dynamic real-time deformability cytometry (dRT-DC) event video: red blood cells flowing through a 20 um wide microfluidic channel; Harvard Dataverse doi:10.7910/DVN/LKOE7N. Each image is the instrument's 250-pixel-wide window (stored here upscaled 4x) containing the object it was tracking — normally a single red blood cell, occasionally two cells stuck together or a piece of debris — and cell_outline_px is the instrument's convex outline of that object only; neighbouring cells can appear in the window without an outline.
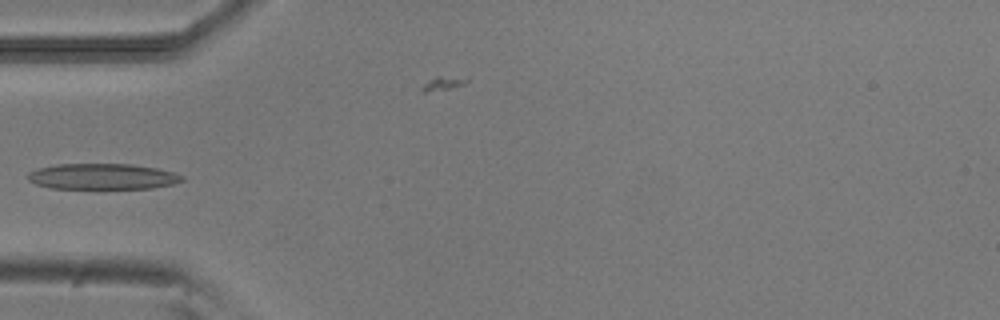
{"species": "common noctule bat (a hibernating species)", "species_latin": "Nyctalus noctula", "temperature_condition": "room temperature", "stored_images_in_passage": 5, "camera_frame_rate_fps": 3000, "um_per_image_px": 0.085, "animal": {"sex": "male", "body_mass_g": 20.5, "forearm_length_mm": 52.5}, "frame": {"image": 1, "passage_image": 1, "time_ms": 0.0, "image_size_px": [1000, 320], "cell_outline_px": [[184, 180], [172, 184], [152, 188], [52, 188], [36, 184], [28, 180], [28, 172], [40, 168], [56, 164], [132, 164], [156, 168], [172, 172], [184, 176]], "centroid_in_image_um": [8.71, 15.0], "position_along_channel_um": 76.3, "area_um2": 23.0}}
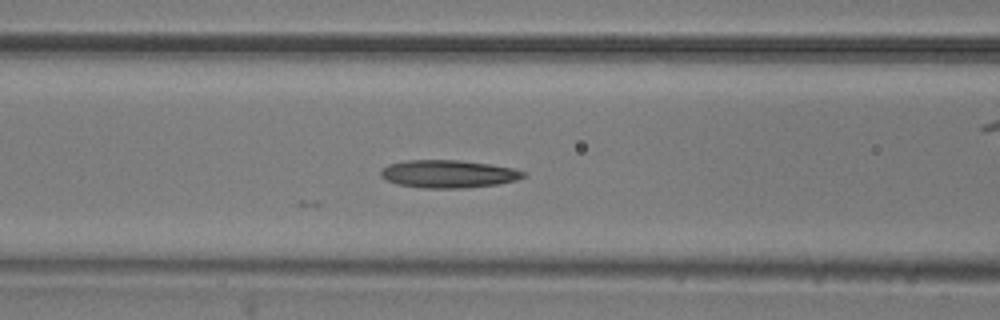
{"frame": {"image": 2, "passage_image": 5, "time_ms": 1.333, "image_size_px": [1000, 320], "cell_outline_px": [[524, 176], [516, 180], [496, 184], [464, 188], [424, 188], [396, 184], [380, 176], [380, 172], [388, 164], [408, 160], [460, 160], [488, 164], [512, 168], [524, 172]], "centroid_in_image_um": [38.07, 14.78], "position_along_channel_um": 128.5, "area_um2": 22.83}}